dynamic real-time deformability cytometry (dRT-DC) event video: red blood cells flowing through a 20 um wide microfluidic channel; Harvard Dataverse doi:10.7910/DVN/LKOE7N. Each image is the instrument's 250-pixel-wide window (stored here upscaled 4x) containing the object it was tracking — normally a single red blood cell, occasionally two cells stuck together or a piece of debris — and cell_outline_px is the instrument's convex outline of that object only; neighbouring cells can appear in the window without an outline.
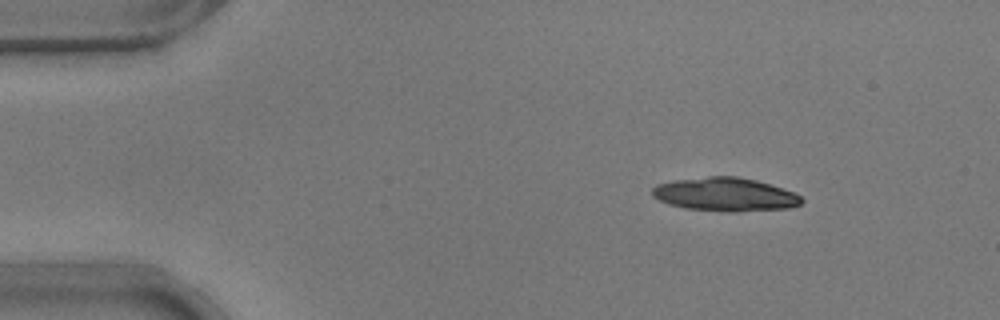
{"species": "common noctule bat (a hibernating species)", "species_latin": "Nyctalus noctula", "temperature_condition": "warm", "stored_images_in_passage": 23, "camera_frame_rate_fps": 3000, "um_per_image_px": 0.085, "animal": {"sex": "male", "body_mass_g": 17.9}, "frame": {"image": 1, "passage_image": 6, "time_ms": 1.667, "image_size_px": [1000, 320], "cell_outline_px": [[804, 200], [800, 204], [788, 208], [736, 212], [732, 212], [684, 208], [668, 204], [652, 196], [652, 188], [656, 184], [676, 180], [708, 176], [740, 176], [756, 180], [792, 192], [800, 196]], "centroid_in_image_um": [61.61, 16.53], "position_along_channel_um": 23.4, "area_um2": 29.07}}